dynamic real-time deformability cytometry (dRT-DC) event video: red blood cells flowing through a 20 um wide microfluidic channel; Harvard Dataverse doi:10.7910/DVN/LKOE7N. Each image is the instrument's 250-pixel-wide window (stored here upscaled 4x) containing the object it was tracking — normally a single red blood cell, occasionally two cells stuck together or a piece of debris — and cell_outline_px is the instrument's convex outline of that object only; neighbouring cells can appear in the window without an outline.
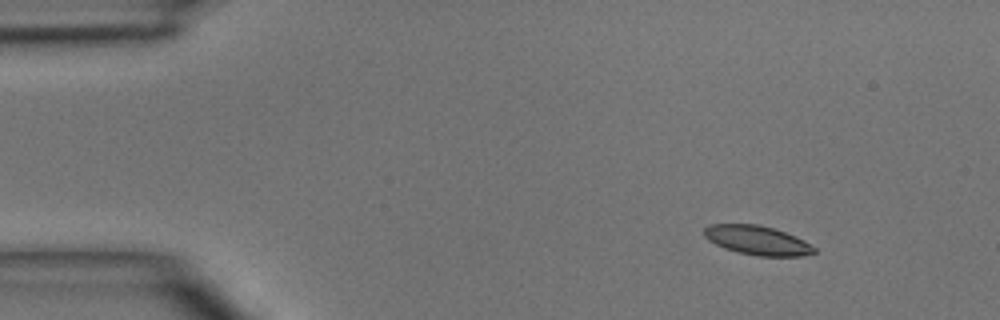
{"species": "common noctule bat (a hibernating species)", "species_latin": "Nyctalus noctula", "temperature_condition": "room temperature", "stored_images_in_passage": 3, "camera_frame_rate_fps": 3000, "um_per_image_px": 0.085, "animal": {"sex": "male", "body_mass_g": 15.6}, "frame": {"image": 1, "passage_image": 1, "time_ms": 0.0, "image_size_px": [1000, 320], "cell_outline_px": [[816, 252], [804, 256], [760, 256], [740, 252], [724, 248], [708, 240], [704, 236], [704, 228], [712, 224], [756, 224], [772, 228], [796, 236], [804, 240], [816, 248]], "centroid_in_image_um": [64.39, 20.43], "position_along_channel_um": 20.6, "area_um2": 18.55}}